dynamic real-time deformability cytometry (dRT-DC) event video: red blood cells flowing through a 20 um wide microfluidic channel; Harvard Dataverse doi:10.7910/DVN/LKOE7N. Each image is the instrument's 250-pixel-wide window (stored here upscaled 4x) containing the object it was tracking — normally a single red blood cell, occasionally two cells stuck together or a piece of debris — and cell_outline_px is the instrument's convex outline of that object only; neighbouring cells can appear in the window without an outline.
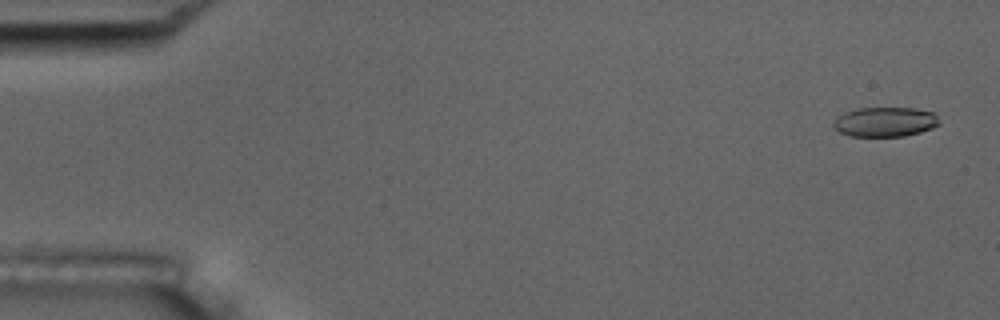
{"species": "common noctule bat (a hibernating species)", "species_latin": "Nyctalus noctula", "temperature_condition": "room temperature", "stored_images_in_passage": 5, "camera_frame_rate_fps": 3000, "um_per_image_px": 0.085, "animal": {"sex": "male", "body_mass_g": 17.5, "forearm_length_mm": 52.3}, "frame": {"image": 1, "passage_image": 1, "time_ms": 0.0, "image_size_px": [1000, 320], "cell_outline_px": [[940, 124], [932, 128], [920, 132], [904, 136], [852, 136], [840, 132], [832, 124], [836, 116], [844, 112], [860, 108], [916, 108], [932, 112], [936, 116]], "centroid_in_image_um": [75.22, 10.35], "position_along_channel_um": 9.8, "area_um2": 18.21}}